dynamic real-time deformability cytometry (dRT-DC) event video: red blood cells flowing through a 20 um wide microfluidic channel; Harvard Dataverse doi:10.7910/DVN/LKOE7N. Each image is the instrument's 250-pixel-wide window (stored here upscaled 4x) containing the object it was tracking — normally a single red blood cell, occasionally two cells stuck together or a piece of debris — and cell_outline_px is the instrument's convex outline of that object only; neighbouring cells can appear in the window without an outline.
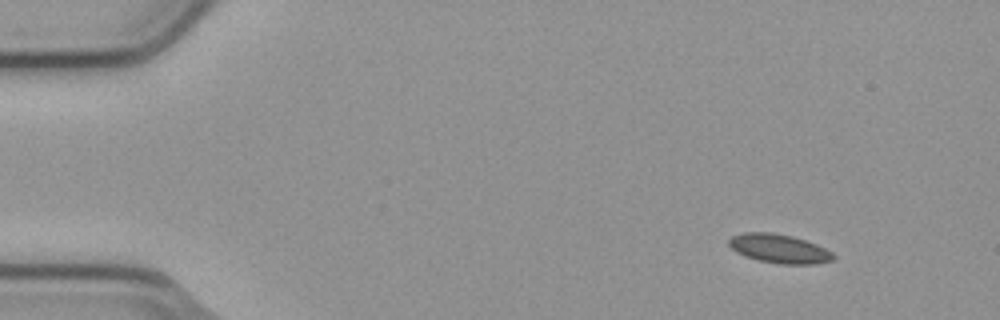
{"species": "common noctule bat (a hibernating species)", "species_latin": "Nyctalus noctula", "temperature_condition": "cold", "stored_images_in_passage": 3, "camera_frame_rate_fps": 3000, "um_per_image_px": 0.085, "animal": {"sex": "male", "body_mass_g": 23.1, "forearm_length_mm": 52.7}, "frame": {"image": 1, "passage_image": 1, "time_ms": 0.0, "image_size_px": [1000, 320], "cell_outline_px": [[836, 256], [832, 260], [816, 264], [780, 264], [760, 260], [744, 256], [736, 252], [728, 244], [728, 240], [732, 236], [744, 232], [772, 232], [792, 236], [816, 244], [832, 252]], "centroid_in_image_um": [66.22, 21.13], "position_along_channel_um": 18.8, "area_um2": 17.57}}
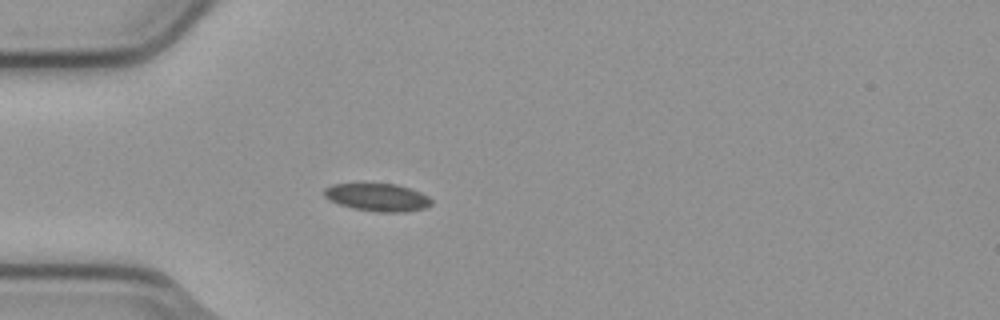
{"frame": {"image": 2, "passage_image": 3, "time_ms": 0.667, "image_size_px": [1000, 320], "cell_outline_px": [[432, 204], [424, 208], [404, 212], [380, 212], [352, 208], [328, 200], [324, 196], [324, 188], [332, 184], [396, 184], [420, 192], [428, 196], [432, 200]], "centroid_in_image_um": [32.08, 16.77], "position_along_channel_um": 52.9, "area_um2": 17.22}}